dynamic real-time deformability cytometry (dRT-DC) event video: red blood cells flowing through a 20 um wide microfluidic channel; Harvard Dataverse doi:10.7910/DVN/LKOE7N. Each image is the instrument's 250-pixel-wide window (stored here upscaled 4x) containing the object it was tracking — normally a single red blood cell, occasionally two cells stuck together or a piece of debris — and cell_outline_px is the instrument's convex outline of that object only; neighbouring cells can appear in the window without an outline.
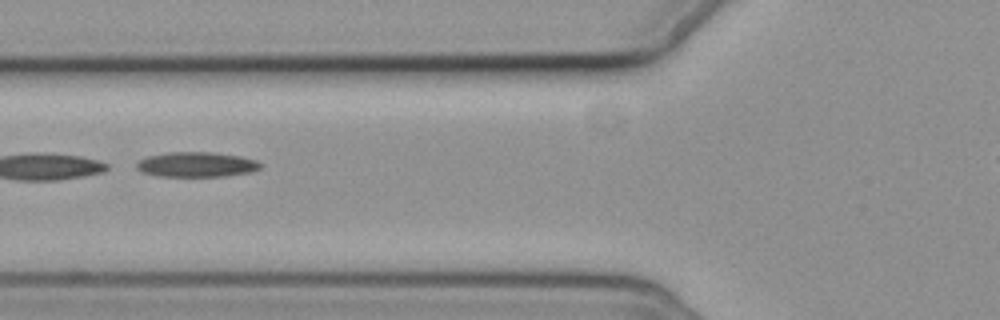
{"species": "common noctule bat (a hibernating species)", "species_latin": "Nyctalus noctula", "temperature_condition": "cold", "stored_images_in_passage": 6, "camera_frame_rate_fps": 3000, "um_per_image_px": 0.085, "animal": {"sex": "female", "body_mass_g": 19.3, "forearm_length_mm": 54.1}, "frame": {"image": 1, "passage_image": 4, "time_ms": 3.667, "image_size_px": [1000, 320], "cell_outline_px": [[264, 164], [260, 168], [252, 172], [228, 176], [156, 176], [144, 172], [136, 168], [136, 164], [140, 160], [148, 156], [168, 152], [212, 152], [240, 156], [256, 160]], "centroid_in_image_um": [16.75, 13.98], "position_along_channel_um": 109.1, "area_um2": 18.09}}
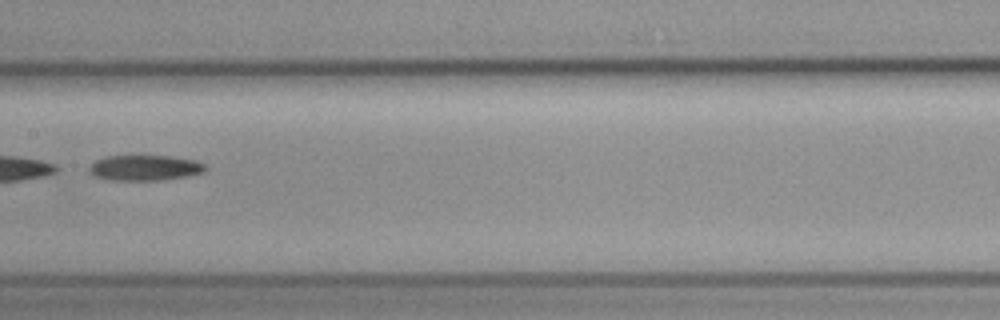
{"frame": {"image": 2, "passage_image": 6, "time_ms": 6.0, "image_size_px": [1000, 320], "cell_outline_px": [[208, 168], [204, 172], [184, 176], [160, 180], [104, 180], [88, 172], [88, 168], [96, 160], [104, 156], [168, 156], [196, 160], [204, 164]], "centroid_in_image_um": [12.28, 14.26], "position_along_channel_um": 195.1, "area_um2": 17.22}}